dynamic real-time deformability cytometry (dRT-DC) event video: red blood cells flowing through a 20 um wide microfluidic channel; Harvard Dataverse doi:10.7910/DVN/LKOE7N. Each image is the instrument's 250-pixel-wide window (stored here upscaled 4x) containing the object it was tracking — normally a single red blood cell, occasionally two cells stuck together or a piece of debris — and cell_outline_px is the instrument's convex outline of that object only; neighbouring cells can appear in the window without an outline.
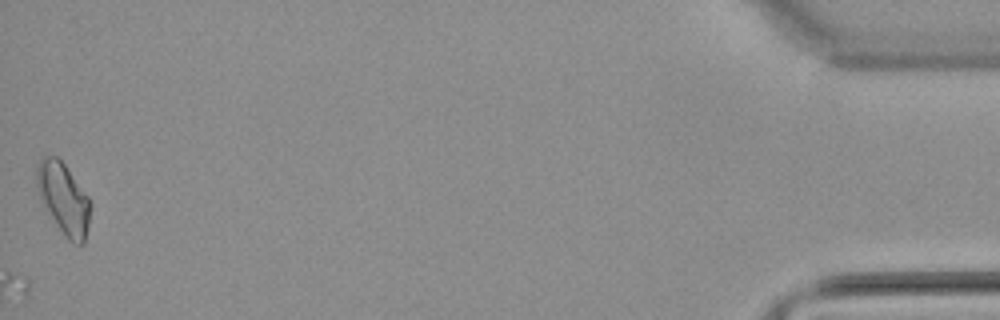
{"species": "common noctule bat (a hibernating species)", "species_latin": "Nyctalus noctula", "temperature_condition": "warm", "stored_images_in_passage": 53, "camera_frame_rate_fps": 3000, "um_per_image_px": 0.085, "animal": {"sex": "male", "body_mass_g": 21.5, "forearm_length_mm": 52.0}, "frame": {"image": 1, "passage_image": 53, "time_ms": 17.333, "image_size_px": [1000, 320], "cell_outline_px": [[88, 224], [84, 244], [80, 248], [72, 244], [64, 236], [40, 200], [36, 184], [36, 168], [40, 160], [44, 156], [56, 156], [64, 164], [88, 196]], "centroid_in_image_um": [5.37, 16.91], "position_along_channel_um": 429.8, "area_um2": 22.02}}